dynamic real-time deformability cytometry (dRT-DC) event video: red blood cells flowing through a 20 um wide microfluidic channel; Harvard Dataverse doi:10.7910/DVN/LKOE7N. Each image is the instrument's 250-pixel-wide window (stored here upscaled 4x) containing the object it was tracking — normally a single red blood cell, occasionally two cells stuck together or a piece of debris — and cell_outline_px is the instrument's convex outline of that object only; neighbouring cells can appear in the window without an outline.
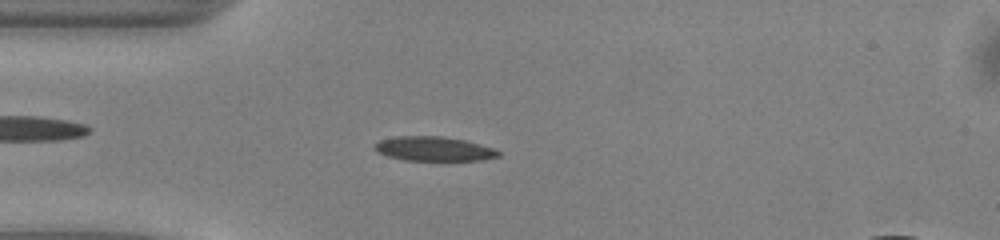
{"species": "common noctule bat (a hibernating species)", "species_latin": "Nyctalus noctula", "temperature_condition": "warm", "stored_images_in_passage": 49, "camera_frame_rate_fps": 3000, "um_per_image_px": 0.085, "animal": {"sex": "male", "body_mass_g": 13.0, "forearm_length_mm": 53.1}, "frame": {"image": 1, "passage_image": 12, "time_ms": 3.667, "image_size_px": [1000, 240], "cell_outline_px": [[500, 156], [484, 160], [404, 160], [388, 156], [376, 152], [376, 144], [380, 140], [396, 136], [440, 136], [464, 140], [492, 148], [500, 152]], "centroid_in_image_um": [36.87, 12.65], "position_along_channel_um": 48.1, "area_um2": 17.34}}
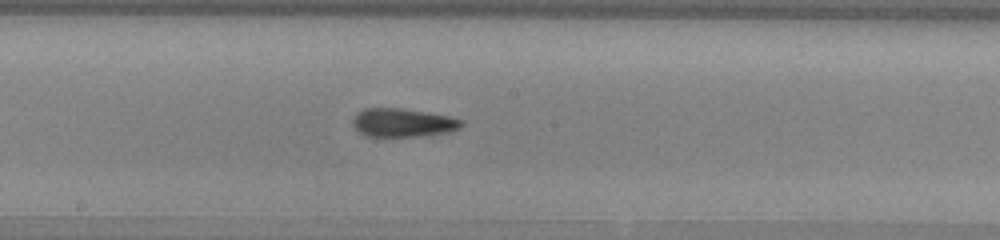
{"frame": {"image": 2, "passage_image": 25, "time_ms": 8.0, "image_size_px": [1000, 240], "cell_outline_px": [[464, 124], [460, 128], [444, 132], [420, 136], [368, 136], [360, 132], [352, 124], [352, 120], [364, 108], [400, 108], [428, 112], [448, 116], [464, 120]], "centroid_in_image_um": [34.26, 10.42], "position_along_channel_um": 213.9, "area_um2": 17.8}}
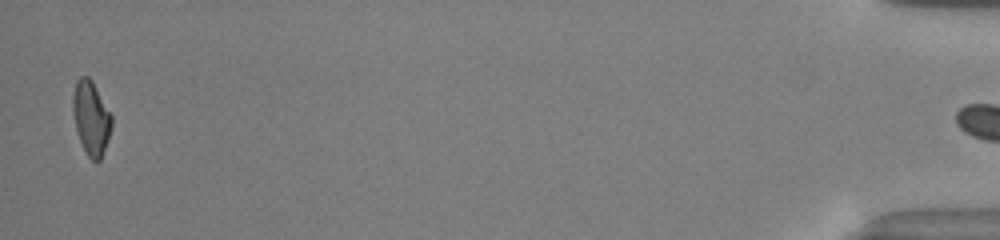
{"frame": {"image": 3, "passage_image": 48, "time_ms": 15.667, "image_size_px": [1000, 240], "cell_outline_px": [[112, 128], [108, 140], [100, 160], [96, 164], [88, 156], [80, 140], [76, 128], [72, 112], [72, 96], [76, 80], [80, 76], [88, 76], [92, 80], [112, 116]], "centroid_in_image_um": [7.74, 10.02], "position_along_channel_um": 427.5, "area_um2": 16.76}, "authors_computed_cell_mechanics": {"area_um2": 17.4556, "velocity_mm_per_s": 4.0951, "shape_relaxation_time_tau1_ms": 4.9707, "shape_relaxation_time_tau2_ms": 2.882, "deformation_change_tau1": 0.1622, "deformation_change_tau2": 0.1188}}